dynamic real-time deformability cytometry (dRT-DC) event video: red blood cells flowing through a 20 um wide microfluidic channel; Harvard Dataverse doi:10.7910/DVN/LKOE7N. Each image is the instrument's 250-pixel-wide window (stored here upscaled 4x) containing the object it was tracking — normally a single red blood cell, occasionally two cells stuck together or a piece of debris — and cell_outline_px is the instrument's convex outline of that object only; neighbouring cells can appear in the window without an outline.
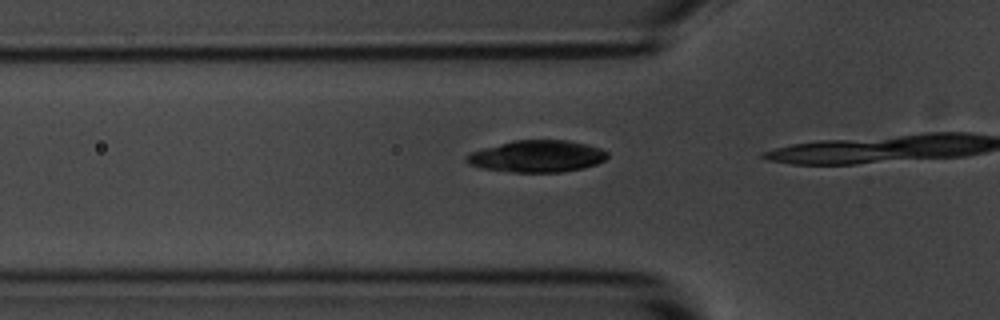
{"species": "common noctule bat (a hibernating species)", "species_latin": "Nyctalus noctula", "temperature_condition": "room temperature", "stored_images_in_passage": 4, "camera_frame_rate_fps": 3000, "um_per_image_px": 0.085, "animal": {"sex": "male", "body_mass_g": 20.1, "forearm_length_mm": 53.5}, "frame": {"image": 1, "passage_image": 2, "time_ms": 0.333, "image_size_px": [1000, 320], "cell_outline_px": [[608, 156], [604, 160], [596, 164], [584, 168], [560, 172], [512, 172], [480, 168], [468, 164], [464, 160], [464, 156], [468, 152], [512, 140], [568, 140], [600, 148], [608, 152]], "centroid_in_image_um": [45.58, 13.28], "position_along_channel_um": 80.2, "area_um2": 26.36}}